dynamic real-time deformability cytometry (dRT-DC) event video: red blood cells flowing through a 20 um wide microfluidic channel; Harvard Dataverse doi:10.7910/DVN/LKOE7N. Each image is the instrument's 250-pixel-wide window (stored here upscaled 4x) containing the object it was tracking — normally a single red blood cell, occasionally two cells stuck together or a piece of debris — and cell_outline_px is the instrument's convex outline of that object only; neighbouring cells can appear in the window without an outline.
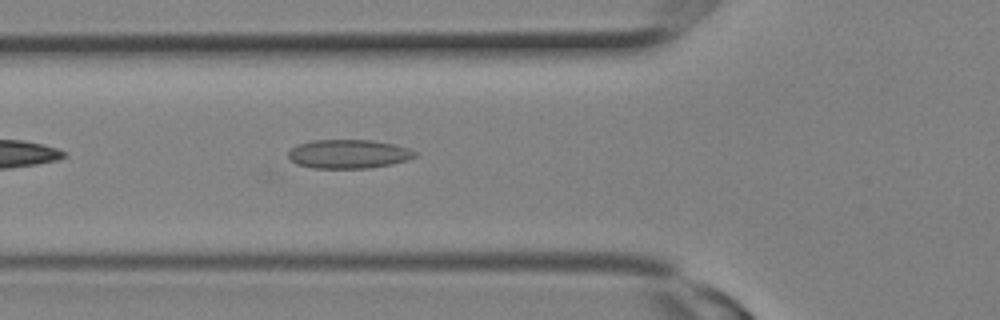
{"species": "Egyptian fruit bat (a non-hibernating species)", "species_latin": "Rousettus aegyptiacus", "temperature_condition": "room temperature", "stored_images_in_passage": 5, "camera_frame_rate_fps": 3000, "um_per_image_px": 0.085, "animal": {"sex": "female"}, "frame": {"image": 1, "passage_image": 5, "time_ms": 1.333, "image_size_px": [1000, 320], "cell_outline_px": [[416, 156], [408, 160], [368, 168], [312, 168], [296, 164], [288, 156], [288, 152], [296, 144], [312, 140], [372, 140], [392, 144], [408, 148], [416, 152]], "centroid_in_image_um": [29.59, 13.08], "position_along_channel_um": 96.2, "area_um2": 21.21}}